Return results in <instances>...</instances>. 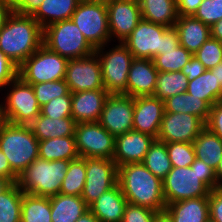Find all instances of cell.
<instances>
[{"instance_id": "94428289", "label": "cell", "mask_w": 222, "mask_h": 222, "mask_svg": "<svg viewBox=\"0 0 222 222\" xmlns=\"http://www.w3.org/2000/svg\"><path fill=\"white\" fill-rule=\"evenodd\" d=\"M5 123H6V119H5V116H4L3 104L1 102V104H0V131H1V128L3 127V125Z\"/></svg>"}, {"instance_id": "6f0895ef", "label": "cell", "mask_w": 222, "mask_h": 222, "mask_svg": "<svg viewBox=\"0 0 222 222\" xmlns=\"http://www.w3.org/2000/svg\"><path fill=\"white\" fill-rule=\"evenodd\" d=\"M76 222H100V221L90 210H88Z\"/></svg>"}, {"instance_id": "c3c4849f", "label": "cell", "mask_w": 222, "mask_h": 222, "mask_svg": "<svg viewBox=\"0 0 222 222\" xmlns=\"http://www.w3.org/2000/svg\"><path fill=\"white\" fill-rule=\"evenodd\" d=\"M208 200L209 218L214 222H222V187L211 190Z\"/></svg>"}, {"instance_id": "ffe728a7", "label": "cell", "mask_w": 222, "mask_h": 222, "mask_svg": "<svg viewBox=\"0 0 222 222\" xmlns=\"http://www.w3.org/2000/svg\"><path fill=\"white\" fill-rule=\"evenodd\" d=\"M158 73L153 59L134 58L128 72L127 96H152L156 89Z\"/></svg>"}, {"instance_id": "83f0119b", "label": "cell", "mask_w": 222, "mask_h": 222, "mask_svg": "<svg viewBox=\"0 0 222 222\" xmlns=\"http://www.w3.org/2000/svg\"><path fill=\"white\" fill-rule=\"evenodd\" d=\"M142 19L174 27L178 19L176 0H138Z\"/></svg>"}, {"instance_id": "7dc6e473", "label": "cell", "mask_w": 222, "mask_h": 222, "mask_svg": "<svg viewBox=\"0 0 222 222\" xmlns=\"http://www.w3.org/2000/svg\"><path fill=\"white\" fill-rule=\"evenodd\" d=\"M206 127L222 140V101L215 103L205 123Z\"/></svg>"}, {"instance_id": "603a6c76", "label": "cell", "mask_w": 222, "mask_h": 222, "mask_svg": "<svg viewBox=\"0 0 222 222\" xmlns=\"http://www.w3.org/2000/svg\"><path fill=\"white\" fill-rule=\"evenodd\" d=\"M179 43L194 54L210 37V27L191 16H178L174 24Z\"/></svg>"}, {"instance_id": "91938a15", "label": "cell", "mask_w": 222, "mask_h": 222, "mask_svg": "<svg viewBox=\"0 0 222 222\" xmlns=\"http://www.w3.org/2000/svg\"><path fill=\"white\" fill-rule=\"evenodd\" d=\"M154 222H174L166 211L157 212Z\"/></svg>"}, {"instance_id": "b9f144b4", "label": "cell", "mask_w": 222, "mask_h": 222, "mask_svg": "<svg viewBox=\"0 0 222 222\" xmlns=\"http://www.w3.org/2000/svg\"><path fill=\"white\" fill-rule=\"evenodd\" d=\"M71 103L72 93L70 92L68 95L53 98L43 105L40 109V113L53 119L72 117Z\"/></svg>"}, {"instance_id": "11a10c76", "label": "cell", "mask_w": 222, "mask_h": 222, "mask_svg": "<svg viewBox=\"0 0 222 222\" xmlns=\"http://www.w3.org/2000/svg\"><path fill=\"white\" fill-rule=\"evenodd\" d=\"M13 12L12 0H0V30Z\"/></svg>"}, {"instance_id": "836d02e7", "label": "cell", "mask_w": 222, "mask_h": 222, "mask_svg": "<svg viewBox=\"0 0 222 222\" xmlns=\"http://www.w3.org/2000/svg\"><path fill=\"white\" fill-rule=\"evenodd\" d=\"M23 193L16 182L0 193V222H21Z\"/></svg>"}, {"instance_id": "8992f818", "label": "cell", "mask_w": 222, "mask_h": 222, "mask_svg": "<svg viewBox=\"0 0 222 222\" xmlns=\"http://www.w3.org/2000/svg\"><path fill=\"white\" fill-rule=\"evenodd\" d=\"M71 19L95 49L111 41L106 0H80Z\"/></svg>"}, {"instance_id": "be15d7a7", "label": "cell", "mask_w": 222, "mask_h": 222, "mask_svg": "<svg viewBox=\"0 0 222 222\" xmlns=\"http://www.w3.org/2000/svg\"><path fill=\"white\" fill-rule=\"evenodd\" d=\"M216 175L218 180L222 183V157L220 159V163L216 169Z\"/></svg>"}, {"instance_id": "6125c7cd", "label": "cell", "mask_w": 222, "mask_h": 222, "mask_svg": "<svg viewBox=\"0 0 222 222\" xmlns=\"http://www.w3.org/2000/svg\"><path fill=\"white\" fill-rule=\"evenodd\" d=\"M11 183L4 179L0 178V193L3 192Z\"/></svg>"}, {"instance_id": "f1b7e54d", "label": "cell", "mask_w": 222, "mask_h": 222, "mask_svg": "<svg viewBox=\"0 0 222 222\" xmlns=\"http://www.w3.org/2000/svg\"><path fill=\"white\" fill-rule=\"evenodd\" d=\"M79 157L75 136L56 137L39 141V158L53 160H74Z\"/></svg>"}, {"instance_id": "5b68a950", "label": "cell", "mask_w": 222, "mask_h": 222, "mask_svg": "<svg viewBox=\"0 0 222 222\" xmlns=\"http://www.w3.org/2000/svg\"><path fill=\"white\" fill-rule=\"evenodd\" d=\"M43 45L69 59L90 56L95 48L88 42L72 19L53 23L43 29Z\"/></svg>"}, {"instance_id": "f6af8a7d", "label": "cell", "mask_w": 222, "mask_h": 222, "mask_svg": "<svg viewBox=\"0 0 222 222\" xmlns=\"http://www.w3.org/2000/svg\"><path fill=\"white\" fill-rule=\"evenodd\" d=\"M18 76V66L0 50V89Z\"/></svg>"}, {"instance_id": "ab89813d", "label": "cell", "mask_w": 222, "mask_h": 222, "mask_svg": "<svg viewBox=\"0 0 222 222\" xmlns=\"http://www.w3.org/2000/svg\"><path fill=\"white\" fill-rule=\"evenodd\" d=\"M172 167H188L194 162L196 155L193 142L166 143Z\"/></svg>"}, {"instance_id": "74e56055", "label": "cell", "mask_w": 222, "mask_h": 222, "mask_svg": "<svg viewBox=\"0 0 222 222\" xmlns=\"http://www.w3.org/2000/svg\"><path fill=\"white\" fill-rule=\"evenodd\" d=\"M193 54L180 44L174 50L163 51L153 58L158 72L182 71L184 65L190 61Z\"/></svg>"}, {"instance_id": "6da1fadb", "label": "cell", "mask_w": 222, "mask_h": 222, "mask_svg": "<svg viewBox=\"0 0 222 222\" xmlns=\"http://www.w3.org/2000/svg\"><path fill=\"white\" fill-rule=\"evenodd\" d=\"M117 183L128 203L157 212L165 211L162 180L142 163L119 166Z\"/></svg>"}, {"instance_id": "4dcf8cb0", "label": "cell", "mask_w": 222, "mask_h": 222, "mask_svg": "<svg viewBox=\"0 0 222 222\" xmlns=\"http://www.w3.org/2000/svg\"><path fill=\"white\" fill-rule=\"evenodd\" d=\"M196 158L217 169L222 157V140L205 127L193 141Z\"/></svg>"}, {"instance_id": "bcb514c9", "label": "cell", "mask_w": 222, "mask_h": 222, "mask_svg": "<svg viewBox=\"0 0 222 222\" xmlns=\"http://www.w3.org/2000/svg\"><path fill=\"white\" fill-rule=\"evenodd\" d=\"M197 173L202 182H204L211 190L222 187V183L217 178L216 170L198 158Z\"/></svg>"}, {"instance_id": "cb8c5ba5", "label": "cell", "mask_w": 222, "mask_h": 222, "mask_svg": "<svg viewBox=\"0 0 222 222\" xmlns=\"http://www.w3.org/2000/svg\"><path fill=\"white\" fill-rule=\"evenodd\" d=\"M165 211L174 222H207L209 218L208 197H198L169 203Z\"/></svg>"}, {"instance_id": "f907efd6", "label": "cell", "mask_w": 222, "mask_h": 222, "mask_svg": "<svg viewBox=\"0 0 222 222\" xmlns=\"http://www.w3.org/2000/svg\"><path fill=\"white\" fill-rule=\"evenodd\" d=\"M206 70L205 66L193 55L190 61L184 65L182 73L186 75L188 81H192Z\"/></svg>"}, {"instance_id": "8fae6325", "label": "cell", "mask_w": 222, "mask_h": 222, "mask_svg": "<svg viewBox=\"0 0 222 222\" xmlns=\"http://www.w3.org/2000/svg\"><path fill=\"white\" fill-rule=\"evenodd\" d=\"M74 135L79 157L114 158L115 136L98 121L76 124Z\"/></svg>"}, {"instance_id": "7a4b0ae2", "label": "cell", "mask_w": 222, "mask_h": 222, "mask_svg": "<svg viewBox=\"0 0 222 222\" xmlns=\"http://www.w3.org/2000/svg\"><path fill=\"white\" fill-rule=\"evenodd\" d=\"M43 45V29L28 15L12 12L0 30V50L20 66Z\"/></svg>"}, {"instance_id": "30bf717a", "label": "cell", "mask_w": 222, "mask_h": 222, "mask_svg": "<svg viewBox=\"0 0 222 222\" xmlns=\"http://www.w3.org/2000/svg\"><path fill=\"white\" fill-rule=\"evenodd\" d=\"M8 86L12 88L10 87L6 102L3 104L6 122L30 125L40 115L41 109L32 85L17 76Z\"/></svg>"}, {"instance_id": "7c38bea8", "label": "cell", "mask_w": 222, "mask_h": 222, "mask_svg": "<svg viewBox=\"0 0 222 222\" xmlns=\"http://www.w3.org/2000/svg\"><path fill=\"white\" fill-rule=\"evenodd\" d=\"M118 167L113 159L86 158V179L81 194L90 206L103 193L117 184Z\"/></svg>"}, {"instance_id": "9a60e30c", "label": "cell", "mask_w": 222, "mask_h": 222, "mask_svg": "<svg viewBox=\"0 0 222 222\" xmlns=\"http://www.w3.org/2000/svg\"><path fill=\"white\" fill-rule=\"evenodd\" d=\"M134 98L124 94H109L99 118V124L118 136L133 128Z\"/></svg>"}, {"instance_id": "4316f807", "label": "cell", "mask_w": 222, "mask_h": 222, "mask_svg": "<svg viewBox=\"0 0 222 222\" xmlns=\"http://www.w3.org/2000/svg\"><path fill=\"white\" fill-rule=\"evenodd\" d=\"M80 0H44L32 17L44 29L63 20L71 19Z\"/></svg>"}, {"instance_id": "3957f363", "label": "cell", "mask_w": 222, "mask_h": 222, "mask_svg": "<svg viewBox=\"0 0 222 222\" xmlns=\"http://www.w3.org/2000/svg\"><path fill=\"white\" fill-rule=\"evenodd\" d=\"M71 160H34L19 176L17 185L28 194L52 197L59 194Z\"/></svg>"}, {"instance_id": "e575fe53", "label": "cell", "mask_w": 222, "mask_h": 222, "mask_svg": "<svg viewBox=\"0 0 222 222\" xmlns=\"http://www.w3.org/2000/svg\"><path fill=\"white\" fill-rule=\"evenodd\" d=\"M189 81L182 71L159 72L154 97L164 101L169 97L187 91Z\"/></svg>"}, {"instance_id": "f5cc1de1", "label": "cell", "mask_w": 222, "mask_h": 222, "mask_svg": "<svg viewBox=\"0 0 222 222\" xmlns=\"http://www.w3.org/2000/svg\"><path fill=\"white\" fill-rule=\"evenodd\" d=\"M179 36L174 27H169L162 35V50H174L179 45Z\"/></svg>"}, {"instance_id": "ac0fdd59", "label": "cell", "mask_w": 222, "mask_h": 222, "mask_svg": "<svg viewBox=\"0 0 222 222\" xmlns=\"http://www.w3.org/2000/svg\"><path fill=\"white\" fill-rule=\"evenodd\" d=\"M164 113V101L159 98L153 95L135 97L132 130L149 134L157 139Z\"/></svg>"}, {"instance_id": "60d3db41", "label": "cell", "mask_w": 222, "mask_h": 222, "mask_svg": "<svg viewBox=\"0 0 222 222\" xmlns=\"http://www.w3.org/2000/svg\"><path fill=\"white\" fill-rule=\"evenodd\" d=\"M193 55L207 70L211 69L222 61V41L209 37Z\"/></svg>"}, {"instance_id": "d6986e66", "label": "cell", "mask_w": 222, "mask_h": 222, "mask_svg": "<svg viewBox=\"0 0 222 222\" xmlns=\"http://www.w3.org/2000/svg\"><path fill=\"white\" fill-rule=\"evenodd\" d=\"M156 138L142 132L130 130L115 136L114 162L116 166L142 163L149 147Z\"/></svg>"}, {"instance_id": "52a82bcc", "label": "cell", "mask_w": 222, "mask_h": 222, "mask_svg": "<svg viewBox=\"0 0 222 222\" xmlns=\"http://www.w3.org/2000/svg\"><path fill=\"white\" fill-rule=\"evenodd\" d=\"M67 63V58L42 45L18 67V76L29 84L62 80Z\"/></svg>"}, {"instance_id": "484cf974", "label": "cell", "mask_w": 222, "mask_h": 222, "mask_svg": "<svg viewBox=\"0 0 222 222\" xmlns=\"http://www.w3.org/2000/svg\"><path fill=\"white\" fill-rule=\"evenodd\" d=\"M76 122L72 117L49 118L40 115L29 125L34 136L43 141L50 138L75 136Z\"/></svg>"}, {"instance_id": "9f6ffc18", "label": "cell", "mask_w": 222, "mask_h": 222, "mask_svg": "<svg viewBox=\"0 0 222 222\" xmlns=\"http://www.w3.org/2000/svg\"><path fill=\"white\" fill-rule=\"evenodd\" d=\"M210 37L222 41V19L210 27Z\"/></svg>"}, {"instance_id": "1f68e13d", "label": "cell", "mask_w": 222, "mask_h": 222, "mask_svg": "<svg viewBox=\"0 0 222 222\" xmlns=\"http://www.w3.org/2000/svg\"><path fill=\"white\" fill-rule=\"evenodd\" d=\"M187 93L205 100L211 107L222 101V86L208 69L197 78L189 81Z\"/></svg>"}, {"instance_id": "44dd1931", "label": "cell", "mask_w": 222, "mask_h": 222, "mask_svg": "<svg viewBox=\"0 0 222 222\" xmlns=\"http://www.w3.org/2000/svg\"><path fill=\"white\" fill-rule=\"evenodd\" d=\"M109 93L105 89L72 93V118L78 123L99 121Z\"/></svg>"}, {"instance_id": "f35d334b", "label": "cell", "mask_w": 222, "mask_h": 222, "mask_svg": "<svg viewBox=\"0 0 222 222\" xmlns=\"http://www.w3.org/2000/svg\"><path fill=\"white\" fill-rule=\"evenodd\" d=\"M40 107L53 98L68 95L69 87L64 79L31 84Z\"/></svg>"}, {"instance_id": "d6a6232c", "label": "cell", "mask_w": 222, "mask_h": 222, "mask_svg": "<svg viewBox=\"0 0 222 222\" xmlns=\"http://www.w3.org/2000/svg\"><path fill=\"white\" fill-rule=\"evenodd\" d=\"M21 222H52L50 197L23 193Z\"/></svg>"}, {"instance_id": "2e32d148", "label": "cell", "mask_w": 222, "mask_h": 222, "mask_svg": "<svg viewBox=\"0 0 222 222\" xmlns=\"http://www.w3.org/2000/svg\"><path fill=\"white\" fill-rule=\"evenodd\" d=\"M205 127V122L197 116L165 112L157 140L165 143L193 142Z\"/></svg>"}, {"instance_id": "d4e9b609", "label": "cell", "mask_w": 222, "mask_h": 222, "mask_svg": "<svg viewBox=\"0 0 222 222\" xmlns=\"http://www.w3.org/2000/svg\"><path fill=\"white\" fill-rule=\"evenodd\" d=\"M52 222H76L89 206L81 196L57 194L50 197Z\"/></svg>"}, {"instance_id": "7bdbcfd3", "label": "cell", "mask_w": 222, "mask_h": 222, "mask_svg": "<svg viewBox=\"0 0 222 222\" xmlns=\"http://www.w3.org/2000/svg\"><path fill=\"white\" fill-rule=\"evenodd\" d=\"M193 16L211 27L222 19V0H203Z\"/></svg>"}, {"instance_id": "680465c9", "label": "cell", "mask_w": 222, "mask_h": 222, "mask_svg": "<svg viewBox=\"0 0 222 222\" xmlns=\"http://www.w3.org/2000/svg\"><path fill=\"white\" fill-rule=\"evenodd\" d=\"M209 70L215 76L217 82H219V84L222 86V61Z\"/></svg>"}, {"instance_id": "816d5d0a", "label": "cell", "mask_w": 222, "mask_h": 222, "mask_svg": "<svg viewBox=\"0 0 222 222\" xmlns=\"http://www.w3.org/2000/svg\"><path fill=\"white\" fill-rule=\"evenodd\" d=\"M203 0H176L178 16H191Z\"/></svg>"}, {"instance_id": "7402d4cb", "label": "cell", "mask_w": 222, "mask_h": 222, "mask_svg": "<svg viewBox=\"0 0 222 222\" xmlns=\"http://www.w3.org/2000/svg\"><path fill=\"white\" fill-rule=\"evenodd\" d=\"M127 204L120 185L117 183L95 200L89 206V210L100 222H121Z\"/></svg>"}, {"instance_id": "ee69618b", "label": "cell", "mask_w": 222, "mask_h": 222, "mask_svg": "<svg viewBox=\"0 0 222 222\" xmlns=\"http://www.w3.org/2000/svg\"><path fill=\"white\" fill-rule=\"evenodd\" d=\"M157 211L128 203L121 222H154Z\"/></svg>"}, {"instance_id": "277c9868", "label": "cell", "mask_w": 222, "mask_h": 222, "mask_svg": "<svg viewBox=\"0 0 222 222\" xmlns=\"http://www.w3.org/2000/svg\"><path fill=\"white\" fill-rule=\"evenodd\" d=\"M0 149L12 171L19 176L39 157V140L29 125L6 122L0 131Z\"/></svg>"}, {"instance_id": "4fadbf2b", "label": "cell", "mask_w": 222, "mask_h": 222, "mask_svg": "<svg viewBox=\"0 0 222 222\" xmlns=\"http://www.w3.org/2000/svg\"><path fill=\"white\" fill-rule=\"evenodd\" d=\"M64 80L71 93L104 89L101 62L97 54L69 59Z\"/></svg>"}, {"instance_id": "9c48e42d", "label": "cell", "mask_w": 222, "mask_h": 222, "mask_svg": "<svg viewBox=\"0 0 222 222\" xmlns=\"http://www.w3.org/2000/svg\"><path fill=\"white\" fill-rule=\"evenodd\" d=\"M162 184L166 205L186 199L208 197L211 192L197 173V158L191 166L172 167Z\"/></svg>"}, {"instance_id": "ba28073f", "label": "cell", "mask_w": 222, "mask_h": 222, "mask_svg": "<svg viewBox=\"0 0 222 222\" xmlns=\"http://www.w3.org/2000/svg\"><path fill=\"white\" fill-rule=\"evenodd\" d=\"M105 46L95 49L101 62L104 89L109 94L127 95L128 72L134 57L122 42L103 53Z\"/></svg>"}, {"instance_id": "8d00e7d4", "label": "cell", "mask_w": 222, "mask_h": 222, "mask_svg": "<svg viewBox=\"0 0 222 222\" xmlns=\"http://www.w3.org/2000/svg\"><path fill=\"white\" fill-rule=\"evenodd\" d=\"M86 179V158L71 160L66 176L62 181L61 194L81 196Z\"/></svg>"}, {"instance_id": "d590c367", "label": "cell", "mask_w": 222, "mask_h": 222, "mask_svg": "<svg viewBox=\"0 0 222 222\" xmlns=\"http://www.w3.org/2000/svg\"><path fill=\"white\" fill-rule=\"evenodd\" d=\"M142 164L156 177L163 180L172 169L166 143L155 139L149 147Z\"/></svg>"}, {"instance_id": "681fc988", "label": "cell", "mask_w": 222, "mask_h": 222, "mask_svg": "<svg viewBox=\"0 0 222 222\" xmlns=\"http://www.w3.org/2000/svg\"><path fill=\"white\" fill-rule=\"evenodd\" d=\"M44 0H12L13 12L32 16Z\"/></svg>"}, {"instance_id": "db71d44e", "label": "cell", "mask_w": 222, "mask_h": 222, "mask_svg": "<svg viewBox=\"0 0 222 222\" xmlns=\"http://www.w3.org/2000/svg\"><path fill=\"white\" fill-rule=\"evenodd\" d=\"M0 178L8 180L10 183L17 182L18 176L12 171L8 160L0 149Z\"/></svg>"}, {"instance_id": "e0dca14e", "label": "cell", "mask_w": 222, "mask_h": 222, "mask_svg": "<svg viewBox=\"0 0 222 222\" xmlns=\"http://www.w3.org/2000/svg\"><path fill=\"white\" fill-rule=\"evenodd\" d=\"M110 37L123 42L142 20L137 0H106Z\"/></svg>"}, {"instance_id": "5bb4252c", "label": "cell", "mask_w": 222, "mask_h": 222, "mask_svg": "<svg viewBox=\"0 0 222 222\" xmlns=\"http://www.w3.org/2000/svg\"><path fill=\"white\" fill-rule=\"evenodd\" d=\"M169 27L142 19L122 42L136 59H153L161 54L162 35Z\"/></svg>"}, {"instance_id": "f546056e", "label": "cell", "mask_w": 222, "mask_h": 222, "mask_svg": "<svg viewBox=\"0 0 222 222\" xmlns=\"http://www.w3.org/2000/svg\"><path fill=\"white\" fill-rule=\"evenodd\" d=\"M165 112L188 113L199 117L205 123L208 120L211 106L200 98H196L189 93H181L164 100Z\"/></svg>"}]
</instances>
